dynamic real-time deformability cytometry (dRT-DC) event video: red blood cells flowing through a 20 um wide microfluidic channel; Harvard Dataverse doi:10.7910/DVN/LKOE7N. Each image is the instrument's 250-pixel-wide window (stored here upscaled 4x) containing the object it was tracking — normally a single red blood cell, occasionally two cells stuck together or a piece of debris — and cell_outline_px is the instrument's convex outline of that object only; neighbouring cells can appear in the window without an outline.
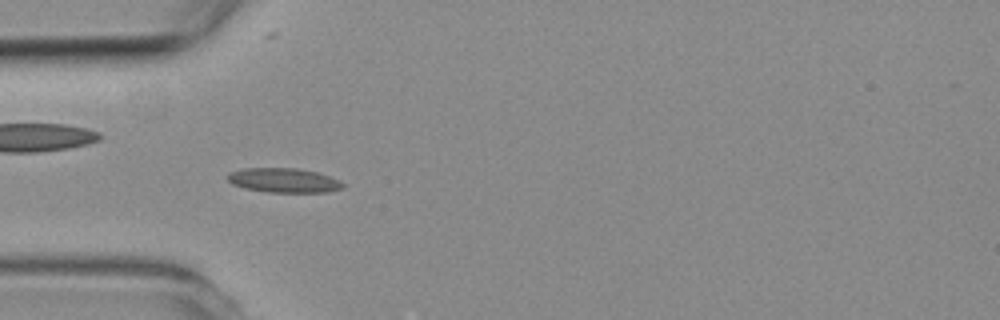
{"species": "common noctule bat (a hibernating species)", "species_latin": "Nyctalus noctula", "temperature_condition": "room temperature", "stored_images_in_passage": 10, "camera_frame_rate_fps": 3000, "um_per_image_px": 0.085, "animal": {"sex": "female", "body_mass_g": 19.3, "forearm_length_mm": 54.1}, "frame": {"image": 1, "passage_image": 6, "time_ms": 6.667, "image_size_px": [1000, 320], "cell_outline_px": [[344, 188], [328, 192], [268, 192], [244, 188], [232, 184], [224, 176], [228, 172], [244, 168], [296, 168], [316, 172], [340, 180], [344, 184]], "centroid_in_image_um": [24.08, 15.33], "position_along_channel_um": 60.9, "area_um2": 16.53}}
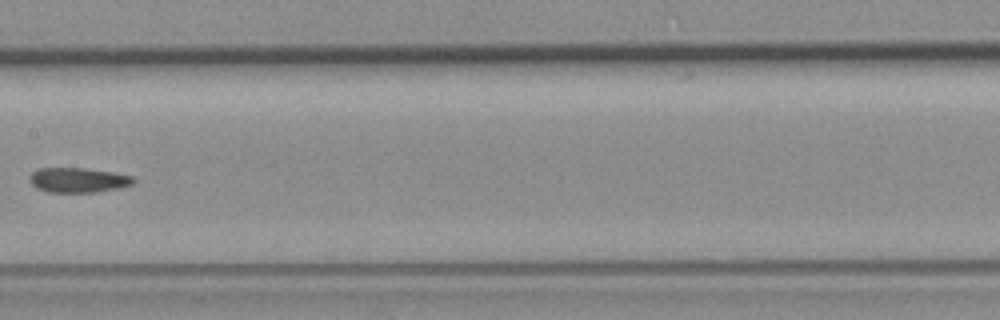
{"frame": {"image": 2, "passage_image": 9, "time_ms": 10.333, "image_size_px": [1000, 320], "cell_outline_px": [[136, 180], [132, 184], [116, 188], [96, 192], [48, 192], [36, 188], [32, 184], [32, 172], [40, 168], [84, 168], [112, 172], [132, 176]], "centroid_in_image_um": [6.66, 15.3], "position_along_channel_um": 200.7, "area_um2": 14.74}}
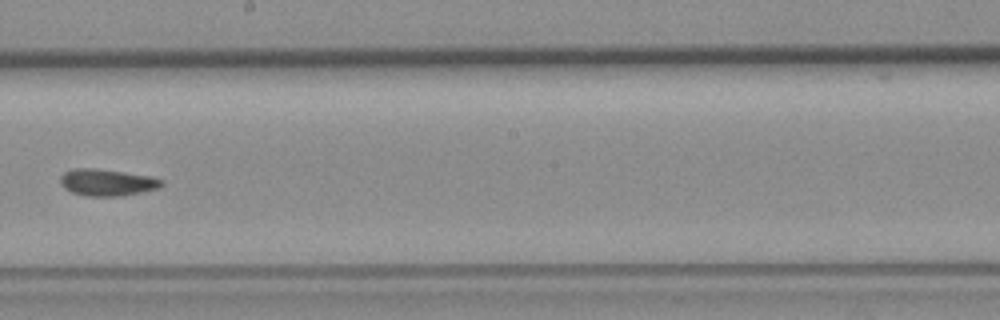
{"frame": {"image": 3, "passage_image": 10, "time_ms": 11.333, "image_size_px": [1000, 320], "cell_outline_px": [[164, 184], [160, 188], [144, 192], [120, 196], [84, 196], [72, 192], [64, 188], [60, 184], [60, 176], [64, 172], [72, 168], [96, 168], [152, 176], [164, 180]], "centroid_in_image_um": [9.12, 15.5], "position_along_channel_um": 239.1, "area_um2": 16.13}}